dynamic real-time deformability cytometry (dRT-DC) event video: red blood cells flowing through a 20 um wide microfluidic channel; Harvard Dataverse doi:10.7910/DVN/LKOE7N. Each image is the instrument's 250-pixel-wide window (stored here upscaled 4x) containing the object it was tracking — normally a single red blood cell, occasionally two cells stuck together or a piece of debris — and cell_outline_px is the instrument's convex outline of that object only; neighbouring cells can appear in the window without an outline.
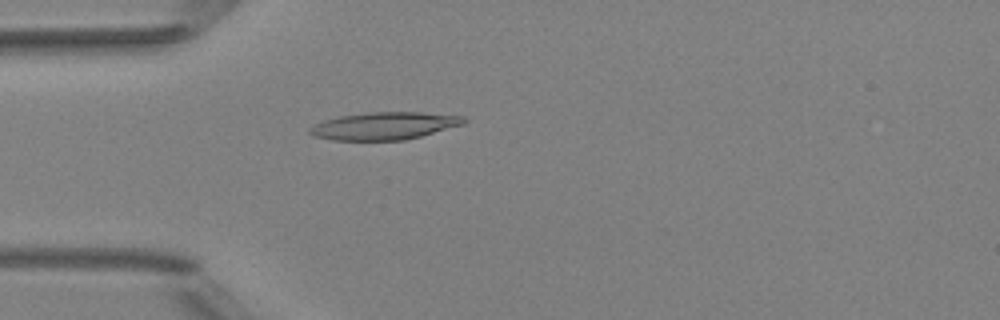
{"species": "Egyptian fruit bat (a non-hibernating species)", "species_latin": "Rousettus aegyptiacus", "temperature_condition": "room temperature", "stored_images_in_passage": 4, "camera_frame_rate_fps": 3000, "um_per_image_px": 0.085, "animal": {"sex": "female"}, "frame": {"image": 1, "passage_image": 4, "time_ms": 3.333, "image_size_px": [1000, 320], "cell_outline_px": [[468, 120], [464, 124], [420, 136], [404, 140], [332, 140], [312, 136], [308, 132], [308, 128], [324, 120], [340, 116], [368, 112], [424, 112], [464, 116]], "centroid_in_image_um": [32.66, 10.69], "position_along_channel_um": 52.3, "area_um2": 24.74}}